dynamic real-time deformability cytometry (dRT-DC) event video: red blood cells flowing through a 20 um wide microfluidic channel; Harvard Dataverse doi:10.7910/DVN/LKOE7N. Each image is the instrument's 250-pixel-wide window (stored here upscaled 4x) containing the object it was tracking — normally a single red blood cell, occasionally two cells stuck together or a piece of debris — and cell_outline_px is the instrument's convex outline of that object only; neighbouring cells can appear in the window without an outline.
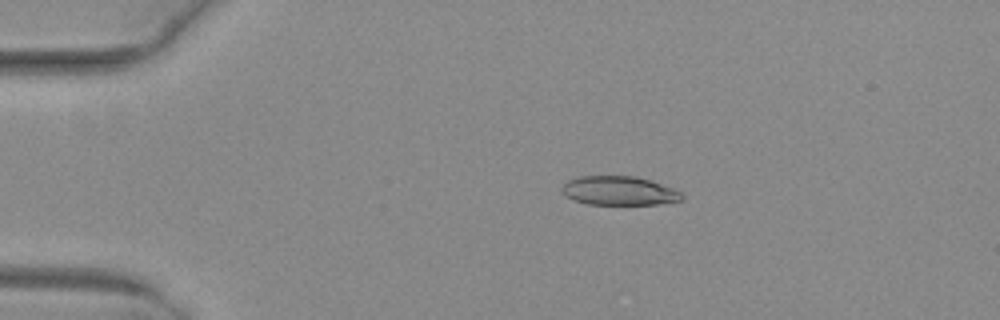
{"species": "common noctule bat (a hibernating species)", "species_latin": "Nyctalus noctula", "temperature_condition": "warm", "stored_images_in_passage": 52, "camera_frame_rate_fps": 3000, "um_per_image_px": 0.085, "animal": {"sex": "female", "body_mass_g": 29.2, "forearm_length_mm": 56.3}, "frame": {"image": 1, "passage_image": 11, "time_ms": 3.333, "image_size_px": [1000, 320], "cell_outline_px": [[684, 200], [656, 204], [588, 204], [572, 200], [564, 196], [560, 188], [568, 180], [580, 176], [636, 176], [672, 188], [680, 192], [684, 196]], "centroid_in_image_um": [52.58, 16.22], "position_along_channel_um": 32.4, "area_um2": 20.23}}
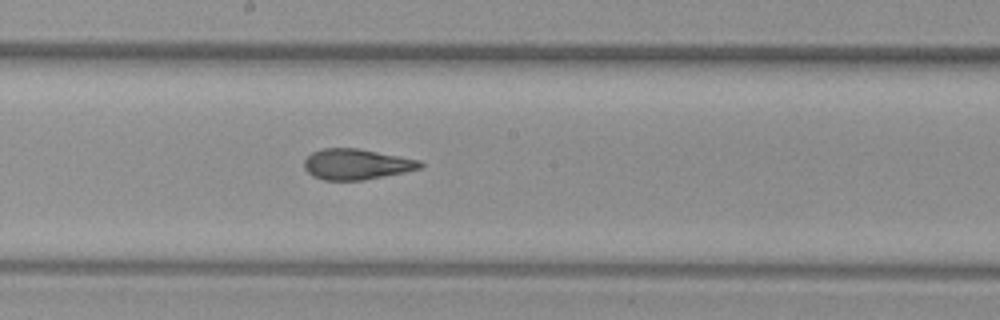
{"frame": {"image": 2, "passage_image": 29, "time_ms": 9.333, "image_size_px": [1000, 320], "cell_outline_px": [[424, 164], [420, 168], [404, 172], [364, 180], [324, 180], [312, 176], [304, 168], [304, 160], [312, 152], [324, 148], [356, 148], [420, 160]], "centroid_in_image_um": [30.27, 13.96], "position_along_channel_um": 217.9, "area_um2": 20.58}}
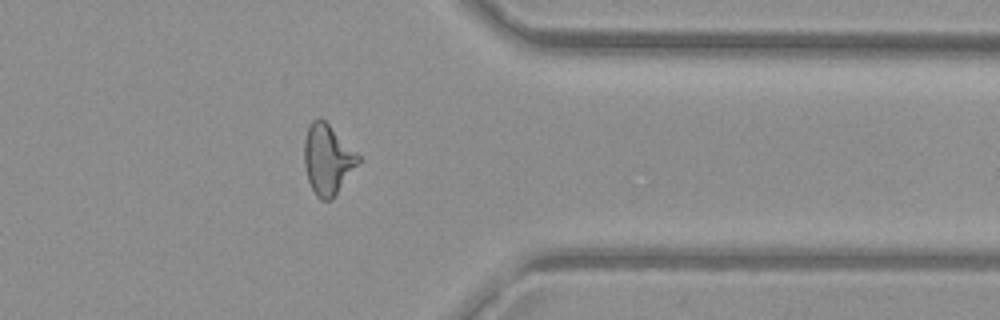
{"frame": {"image": 3, "passage_image": 42, "time_ms": 13.667, "image_size_px": [1000, 320], "cell_outline_px": [[360, 160], [332, 200], [320, 200], [316, 196], [308, 180], [304, 164], [304, 140], [308, 128], [312, 120], [320, 116], [360, 156]], "centroid_in_image_um": [27.82, 13.55], "position_along_channel_um": 383.6, "area_um2": 21.73}, "authors_computed_cell_mechanics": {"area_um2": 21.5305, "velocity_mm_per_s": 4.0471, "shape_relaxation_time_tau1_ms": 9.5896, "shape_relaxation_time_tau2_ms": 1.426, "deformation_change_tau1": 0.2648, "deformation_change_tau2": 0.0949}}